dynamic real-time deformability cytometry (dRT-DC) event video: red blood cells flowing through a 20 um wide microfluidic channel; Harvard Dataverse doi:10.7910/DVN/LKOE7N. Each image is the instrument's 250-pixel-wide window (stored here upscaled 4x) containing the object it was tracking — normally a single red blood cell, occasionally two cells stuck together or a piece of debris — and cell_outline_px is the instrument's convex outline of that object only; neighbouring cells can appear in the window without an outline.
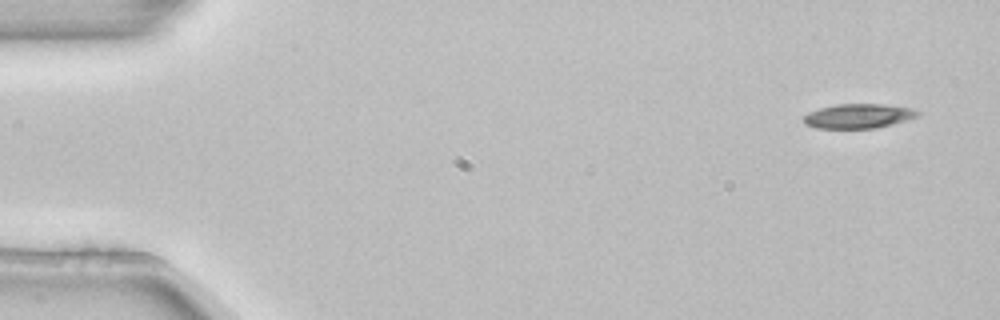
{"species": "common noctule bat (a hibernating species)", "species_latin": "Nyctalus noctula", "temperature_condition": "room temperature", "stored_images_in_passage": 6, "camera_frame_rate_fps": 3000, "um_per_image_px": 0.085, "animal": {"sex": "female", "body_mass_g": 22.7, "forearm_length_mm": 54.2}, "frame": {"image": 1, "passage_image": 1, "time_ms": 0.0, "image_size_px": [1000, 320], "cell_outline_px": [[920, 116], [892, 124], [876, 128], [816, 128], [804, 124], [804, 116], [808, 112], [820, 108], [836, 104], [884, 104], [912, 108], [920, 112]], "centroid_in_image_um": [72.97, 9.86], "position_along_channel_um": 12.0, "area_um2": 16.3}}
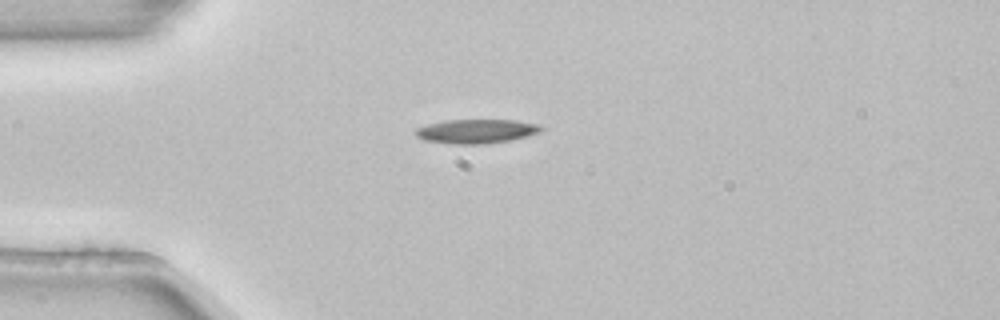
{"frame": {"image": 2, "passage_image": 4, "time_ms": 1.0, "image_size_px": [1000, 320], "cell_outline_px": [[544, 128], [540, 132], [528, 136], [512, 140], [488, 144], [452, 144], [424, 140], [416, 136], [412, 132], [416, 128], [428, 124], [444, 120], [516, 120], [536, 124]], "centroid_in_image_um": [40.46, 11.16], "position_along_channel_um": 44.5, "area_um2": 17.86}}